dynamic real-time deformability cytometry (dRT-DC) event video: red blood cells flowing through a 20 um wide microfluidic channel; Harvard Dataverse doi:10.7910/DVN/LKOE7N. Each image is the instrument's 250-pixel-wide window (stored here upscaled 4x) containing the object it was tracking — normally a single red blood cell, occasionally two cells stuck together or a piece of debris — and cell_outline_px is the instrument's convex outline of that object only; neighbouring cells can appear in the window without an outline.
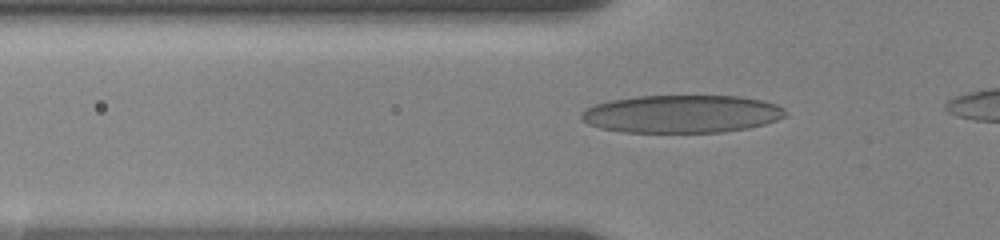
{"species": "human", "species_latin": "Homo sapiens", "temperature_condition": "room temperature", "stored_images_in_passage": 11, "camera_frame_rate_fps": 3000, "um_per_image_px": 0.085, "donor": {"sex": "female"}, "frame": {"image": 1, "passage_image": 5, "time_ms": 1.667, "image_size_px": [1000, 240], "cell_outline_px": [[788, 112], [784, 116], [776, 120], [764, 124], [748, 128], [724, 132], [624, 132], [600, 128], [588, 124], [580, 120], [580, 112], [584, 108], [596, 104], [612, 100], [636, 96], [740, 96], [764, 100], [776, 104], [784, 108]], "centroid_in_image_um": [57.93, 9.68], "position_along_channel_um": 67.9, "area_um2": 45.26}}
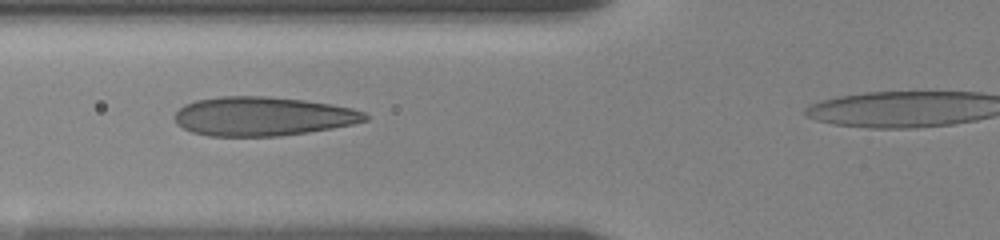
{"frame": {"image": 2, "passage_image": 7, "time_ms": 2.667, "image_size_px": [1000, 240], "cell_outline_px": [[368, 120], [352, 124], [332, 128], [308, 132], [276, 136], [208, 136], [192, 132], [176, 124], [172, 116], [184, 104], [196, 100], [220, 96], [268, 96], [304, 100], [352, 108], [364, 112], [368, 116]], "centroid_in_image_um": [22.29, 9.88], "position_along_channel_um": 103.5, "area_um2": 43.35}}
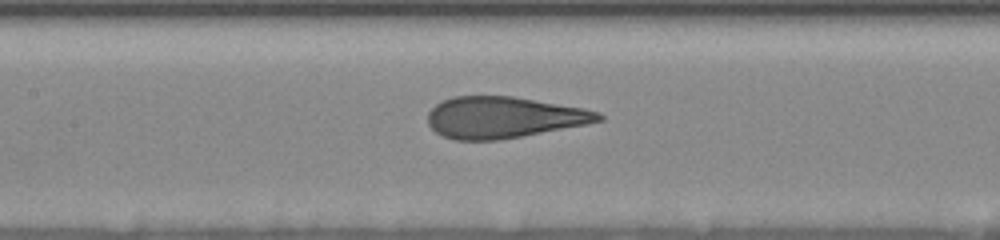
{"frame": {"image": 3, "passage_image": 10, "time_ms": 4.333, "image_size_px": [1000, 240], "cell_outline_px": [[604, 120], [588, 124], [500, 140], [456, 140], [444, 136], [436, 132], [428, 124], [428, 112], [436, 104], [452, 96], [512, 96], [584, 108], [600, 112], [604, 116]], "centroid_in_image_um": [42.83, 9.98], "position_along_channel_um": 164.6, "area_um2": 41.15}}